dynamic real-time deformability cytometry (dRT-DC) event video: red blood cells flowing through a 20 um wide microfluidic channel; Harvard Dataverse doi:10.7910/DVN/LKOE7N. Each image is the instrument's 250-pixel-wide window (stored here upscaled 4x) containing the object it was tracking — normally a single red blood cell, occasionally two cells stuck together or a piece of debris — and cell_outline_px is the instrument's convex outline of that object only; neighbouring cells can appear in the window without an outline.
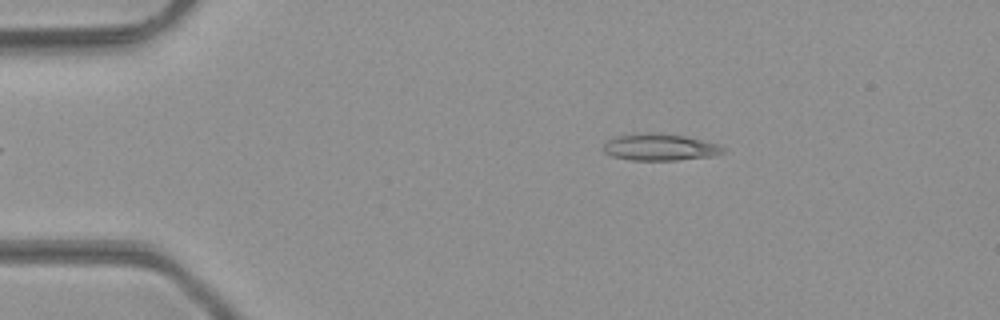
{"species": "common noctule bat (a hibernating species)", "species_latin": "Nyctalus noctula", "temperature_condition": "room temperature", "stored_images_in_passage": 40, "camera_frame_rate_fps": 3000, "um_per_image_px": 0.085, "animal": {"sex": "male", "body_mass_g": 23.1, "forearm_length_mm": 52.7}, "frame": {"image": 1, "passage_image": 1, "time_ms": 0.0, "image_size_px": [1000, 320], "cell_outline_px": [[728, 148], [724, 152], [712, 156], [676, 160], [632, 160], [612, 156], [604, 152], [604, 144], [608, 140], [616, 136], [684, 136], [716, 144]], "centroid_in_image_um": [56.14, 12.58], "position_along_channel_um": 28.9, "area_um2": 17.46}}
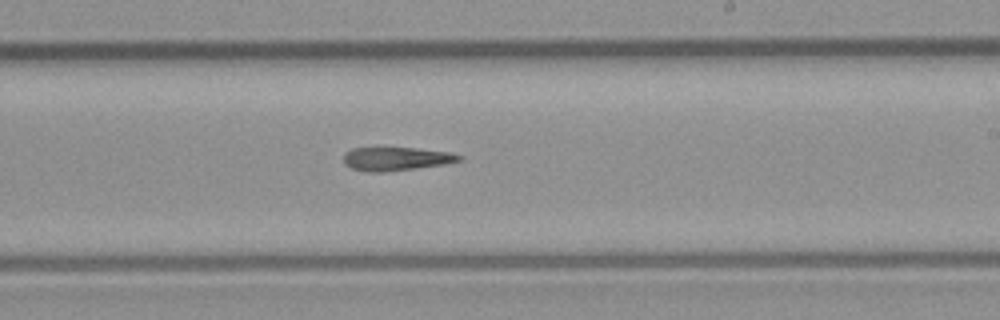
{"frame": {"image": 2, "passage_image": 21, "time_ms": 6.667, "image_size_px": [1000, 320], "cell_outline_px": [[464, 160], [444, 164], [416, 168], [384, 172], [368, 172], [352, 168], [344, 164], [344, 156], [352, 148], [376, 144], [416, 148], [448, 152], [464, 156]], "centroid_in_image_um": [33.64, 13.44], "position_along_channel_um": 255.4, "area_um2": 16.65}}
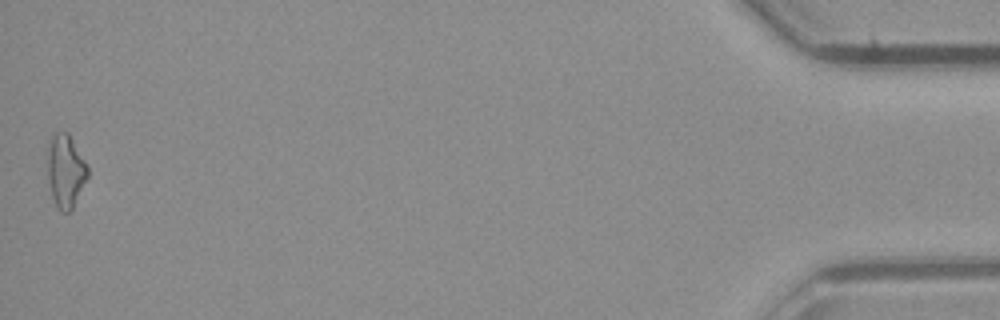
{"frame": {"image": 3, "passage_image": 40, "time_ms": 13.0, "image_size_px": [1000, 320], "cell_outline_px": [[88, 176], [72, 208], [68, 212], [60, 212], [56, 208], [52, 196], [48, 176], [48, 148], [52, 136], [56, 132], [68, 132], [84, 160], [88, 168]], "centroid_in_image_um": [5.57, 14.55], "position_along_channel_um": 429.6, "area_um2": 16.76}, "authors_computed_cell_mechanics": {"area_um2": 16.5308, "velocity_mm_per_s": 4.3105, "shape_relaxation_time_tau1_ms": null, "shape_relaxation_time_tau2_ms": 4.741, "deformation_change_tau1": null, "deformation_change_tau2": 0.1813}}